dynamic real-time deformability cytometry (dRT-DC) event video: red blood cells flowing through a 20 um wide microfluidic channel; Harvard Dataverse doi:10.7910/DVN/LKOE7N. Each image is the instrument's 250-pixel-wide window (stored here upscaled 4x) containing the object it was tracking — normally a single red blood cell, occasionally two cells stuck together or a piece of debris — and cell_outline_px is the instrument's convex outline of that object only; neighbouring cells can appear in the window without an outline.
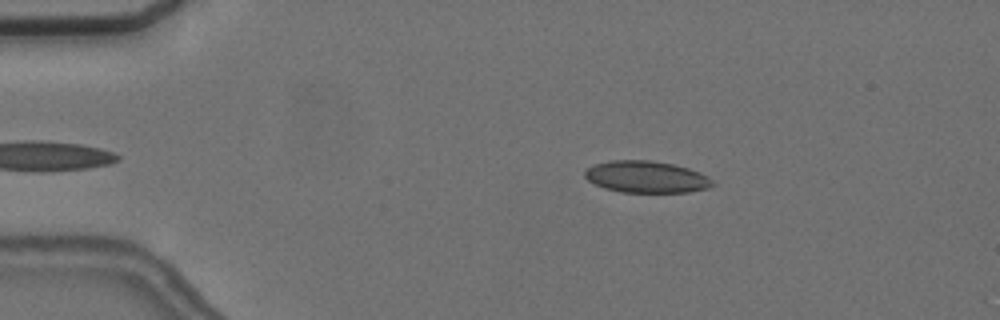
{"species": "common noctule bat (a hibernating species)", "species_latin": "Nyctalus noctula", "temperature_condition": "cold", "stored_images_in_passage": 41, "camera_frame_rate_fps": 3000, "um_per_image_px": 0.085, "animal": {"sex": "female", "body_mass_g": 24.6, "forearm_length_mm": 56.2}, "frame": {"image": 1, "passage_image": 3, "time_ms": 0.667, "image_size_px": [1000, 320], "cell_outline_px": [[716, 184], [708, 188], [688, 192], [620, 192], [604, 188], [588, 180], [584, 176], [584, 172], [592, 164], [608, 160], [652, 160], [672, 164], [688, 168], [700, 172], [708, 176]], "centroid_in_image_um": [54.93, 15.03], "position_along_channel_um": 30.1, "area_um2": 23.81}}
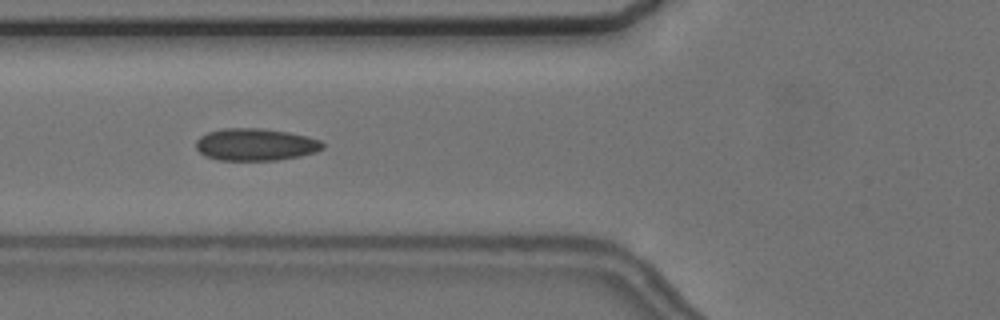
{"frame": {"image": 2, "passage_image": 14, "time_ms": 4.333, "image_size_px": [1000, 320], "cell_outline_px": [[324, 148], [316, 152], [300, 156], [276, 160], [220, 160], [204, 156], [196, 148], [196, 140], [200, 136], [208, 132], [224, 128], [260, 128], [288, 132], [308, 136], [320, 140], [324, 144]], "centroid_in_image_um": [21.72, 12.28], "position_along_channel_um": 104.1, "area_um2": 23.87}}
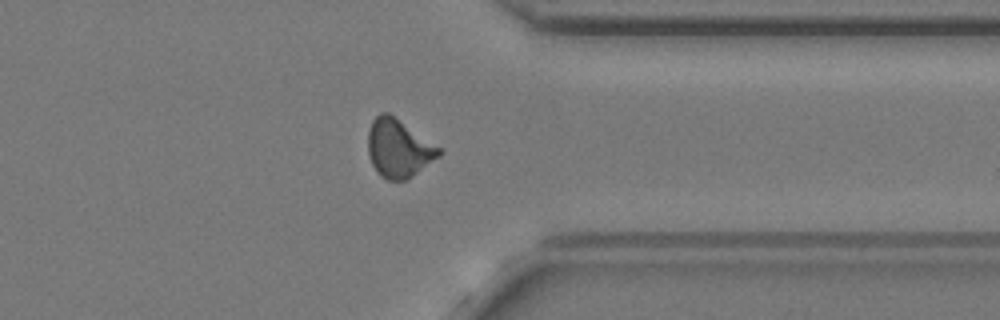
{"frame": {"image": 3, "passage_image": 37, "time_ms": 12.0, "image_size_px": [1000, 320], "cell_outline_px": [[444, 152], [440, 156], [408, 180], [388, 180], [380, 176], [376, 172], [372, 164], [368, 152], [368, 128], [372, 120], [380, 112], [388, 112], [440, 148]], "centroid_in_image_um": [33.87, 12.63], "position_along_channel_um": 377.5, "area_um2": 24.1}, "authors_computed_cell_mechanics": {"area_um2": 23.2934, "velocity_mm_per_s": 3.6277, "shape_relaxation_time_tau1_ms": null, "shape_relaxation_time_tau2_ms": 1.3919, "deformation_change_tau1": null, "deformation_change_tau2": 0.0764}}